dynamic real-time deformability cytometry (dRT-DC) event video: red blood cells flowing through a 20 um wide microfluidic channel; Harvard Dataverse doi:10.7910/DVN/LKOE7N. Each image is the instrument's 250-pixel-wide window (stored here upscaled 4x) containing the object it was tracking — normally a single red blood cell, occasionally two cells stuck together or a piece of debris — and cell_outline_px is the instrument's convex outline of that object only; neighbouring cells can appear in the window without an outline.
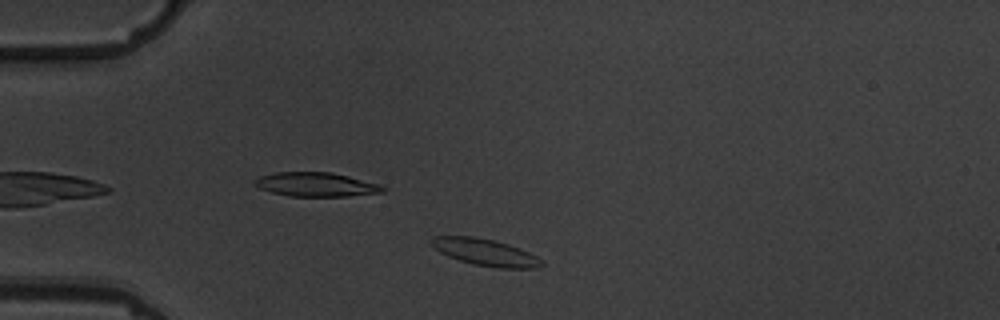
{"species": "common noctule bat (a hibernating species)", "species_latin": "Nyctalus noctula", "temperature_condition": "warm", "stored_images_in_passage": 8, "camera_frame_rate_fps": 3000, "um_per_image_px": 0.085, "animal": {"sex": "male", "body_mass_g": 19.5, "forearm_length_mm": 54.6}, "frame": {"image": 1, "passage_image": 6, "time_ms": 5.667, "image_size_px": [1000, 320], "cell_outline_px": [[544, 264], [536, 268], [496, 268], [472, 264], [448, 256], [440, 252], [428, 240], [432, 236], [472, 236], [492, 240], [508, 244], [520, 248], [544, 260]], "centroid_in_image_um": [41.26, 21.45], "position_along_channel_um": 43.7, "area_um2": 17.22}}
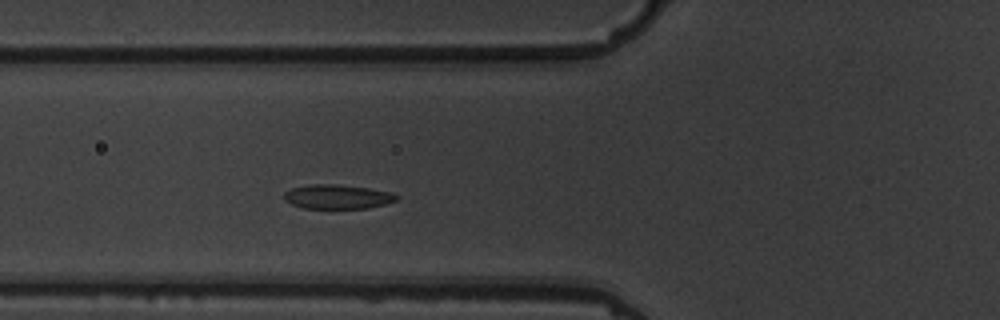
{"frame": {"image": 2, "passage_image": 8, "time_ms": 8.0, "image_size_px": [1000, 320], "cell_outline_px": [[400, 196], [396, 200], [384, 204], [368, 208], [304, 208], [292, 204], [284, 200], [284, 192], [292, 188], [308, 184], [336, 184], [368, 188], [392, 192]], "centroid_in_image_um": [28.68, 16.71], "position_along_channel_um": 97.1, "area_um2": 15.9}}